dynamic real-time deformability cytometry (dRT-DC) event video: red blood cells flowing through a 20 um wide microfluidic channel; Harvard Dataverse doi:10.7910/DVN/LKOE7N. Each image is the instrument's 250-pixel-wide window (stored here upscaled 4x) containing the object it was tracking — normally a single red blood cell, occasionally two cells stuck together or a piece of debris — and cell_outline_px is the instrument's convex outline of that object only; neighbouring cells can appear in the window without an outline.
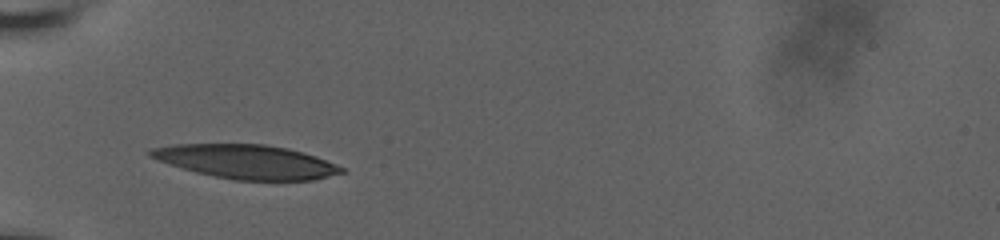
{"species": "human", "species_latin": "Homo sapiens", "temperature_condition": "room temperature", "stored_images_in_passage": 42, "camera_frame_rate_fps": 3000, "um_per_image_px": 0.085, "donor": {"sex": "male"}, "frame": {"image": 1, "passage_image": 1, "time_ms": 0.0, "image_size_px": [1000, 240], "cell_outline_px": [[348, 172], [312, 180], [236, 180], [196, 172], [148, 156], [148, 152], [152, 148], [176, 144], [264, 144], [288, 148], [304, 152], [316, 156], [336, 164], [344, 168]], "centroid_in_image_um": [21.02, 13.74], "position_along_channel_um": 64.0, "area_um2": 37.51}}
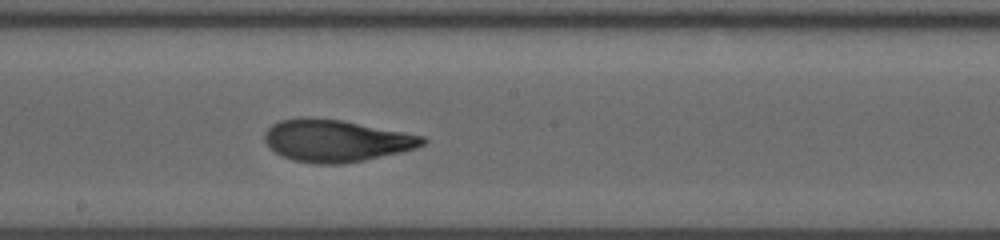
{"frame": {"image": 2, "passage_image": 19, "time_ms": 4.333, "image_size_px": [1000, 240], "cell_outline_px": [[428, 140], [424, 144], [416, 148], [400, 152], [364, 160], [340, 164], [316, 164], [292, 160], [268, 148], [264, 140], [264, 132], [272, 124], [280, 120], [300, 116], [312, 116], [340, 120], [404, 132], [424, 136]], "centroid_in_image_um": [28.52, 11.94], "position_along_channel_um": 219.7, "area_um2": 38.9}}
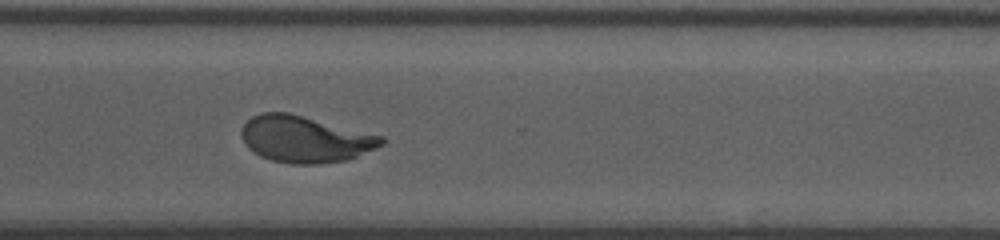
{"frame": {"image": 3, "passage_image": 33, "time_ms": 7.667, "image_size_px": [1000, 240], "cell_outline_px": [[384, 144], [376, 148], [348, 160], [320, 164], [292, 164], [272, 160], [260, 156], [248, 148], [240, 136], [240, 132], [244, 124], [252, 116], [260, 112], [288, 112], [384, 136]], "centroid_in_image_um": [25.92, 11.83], "position_along_channel_um": 344.7, "area_um2": 38.15}, "authors_computed_cell_mechanics": {"area_um2": 38.6104, "velocity_mm_per_s": 3.7646, "shape_relaxation_time_tau1_ms": 7.32, "shape_relaxation_time_tau2_ms": 0.9344, "deformation_change_tau1": 0.2941, "deformation_change_tau2": 0.073}}